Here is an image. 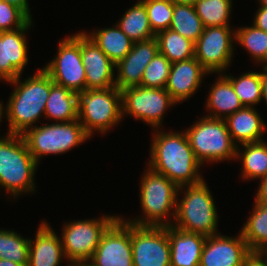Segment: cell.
Wrapping results in <instances>:
<instances>
[{"label":"cell","instance_id":"cell-11","mask_svg":"<svg viewBox=\"0 0 267 266\" xmlns=\"http://www.w3.org/2000/svg\"><path fill=\"white\" fill-rule=\"evenodd\" d=\"M121 104L122 116L129 114L159 129L167 108L177 103L166 88L134 86L121 90Z\"/></svg>","mask_w":267,"mask_h":266},{"label":"cell","instance_id":"cell-5","mask_svg":"<svg viewBox=\"0 0 267 266\" xmlns=\"http://www.w3.org/2000/svg\"><path fill=\"white\" fill-rule=\"evenodd\" d=\"M187 188L184 197L176 203L175 224L173 227L182 231L209 237L217 233L218 214L214 199L204 180L195 185H183L178 190Z\"/></svg>","mask_w":267,"mask_h":266},{"label":"cell","instance_id":"cell-38","mask_svg":"<svg viewBox=\"0 0 267 266\" xmlns=\"http://www.w3.org/2000/svg\"><path fill=\"white\" fill-rule=\"evenodd\" d=\"M243 266H267V252H251L245 258Z\"/></svg>","mask_w":267,"mask_h":266},{"label":"cell","instance_id":"cell-18","mask_svg":"<svg viewBox=\"0 0 267 266\" xmlns=\"http://www.w3.org/2000/svg\"><path fill=\"white\" fill-rule=\"evenodd\" d=\"M158 52V42L155 37L133 42L131 51L115 66L118 69L115 87L121 91L128 87L140 86L146 66Z\"/></svg>","mask_w":267,"mask_h":266},{"label":"cell","instance_id":"cell-47","mask_svg":"<svg viewBox=\"0 0 267 266\" xmlns=\"http://www.w3.org/2000/svg\"><path fill=\"white\" fill-rule=\"evenodd\" d=\"M0 110H1V102H0ZM0 121H2V120H1V113H0Z\"/></svg>","mask_w":267,"mask_h":266},{"label":"cell","instance_id":"cell-32","mask_svg":"<svg viewBox=\"0 0 267 266\" xmlns=\"http://www.w3.org/2000/svg\"><path fill=\"white\" fill-rule=\"evenodd\" d=\"M231 83L244 107H253L262 100V80L260 72H248L238 78L224 75Z\"/></svg>","mask_w":267,"mask_h":266},{"label":"cell","instance_id":"cell-13","mask_svg":"<svg viewBox=\"0 0 267 266\" xmlns=\"http://www.w3.org/2000/svg\"><path fill=\"white\" fill-rule=\"evenodd\" d=\"M131 246L134 266H171L168 226L131 224Z\"/></svg>","mask_w":267,"mask_h":266},{"label":"cell","instance_id":"cell-22","mask_svg":"<svg viewBox=\"0 0 267 266\" xmlns=\"http://www.w3.org/2000/svg\"><path fill=\"white\" fill-rule=\"evenodd\" d=\"M254 107H243L232 115L226 117L225 123L233 142L251 143L262 141L266 124Z\"/></svg>","mask_w":267,"mask_h":266},{"label":"cell","instance_id":"cell-29","mask_svg":"<svg viewBox=\"0 0 267 266\" xmlns=\"http://www.w3.org/2000/svg\"><path fill=\"white\" fill-rule=\"evenodd\" d=\"M155 38L158 42L159 53L171 63L185 61L195 55V43L171 29L157 33Z\"/></svg>","mask_w":267,"mask_h":266},{"label":"cell","instance_id":"cell-34","mask_svg":"<svg viewBox=\"0 0 267 266\" xmlns=\"http://www.w3.org/2000/svg\"><path fill=\"white\" fill-rule=\"evenodd\" d=\"M30 239L10 230H0V259L28 265Z\"/></svg>","mask_w":267,"mask_h":266},{"label":"cell","instance_id":"cell-25","mask_svg":"<svg viewBox=\"0 0 267 266\" xmlns=\"http://www.w3.org/2000/svg\"><path fill=\"white\" fill-rule=\"evenodd\" d=\"M86 35L96 43L115 65L131 51L133 45V41L117 24L115 27L94 30V32Z\"/></svg>","mask_w":267,"mask_h":266},{"label":"cell","instance_id":"cell-15","mask_svg":"<svg viewBox=\"0 0 267 266\" xmlns=\"http://www.w3.org/2000/svg\"><path fill=\"white\" fill-rule=\"evenodd\" d=\"M250 253L241 232L236 238L211 235L204 243L199 266H243Z\"/></svg>","mask_w":267,"mask_h":266},{"label":"cell","instance_id":"cell-36","mask_svg":"<svg viewBox=\"0 0 267 266\" xmlns=\"http://www.w3.org/2000/svg\"><path fill=\"white\" fill-rule=\"evenodd\" d=\"M146 7L153 33L169 29L172 22L173 2L171 0H140Z\"/></svg>","mask_w":267,"mask_h":266},{"label":"cell","instance_id":"cell-44","mask_svg":"<svg viewBox=\"0 0 267 266\" xmlns=\"http://www.w3.org/2000/svg\"><path fill=\"white\" fill-rule=\"evenodd\" d=\"M173 3H184V4H192L194 5L199 0H171Z\"/></svg>","mask_w":267,"mask_h":266},{"label":"cell","instance_id":"cell-17","mask_svg":"<svg viewBox=\"0 0 267 266\" xmlns=\"http://www.w3.org/2000/svg\"><path fill=\"white\" fill-rule=\"evenodd\" d=\"M81 58L86 73V89L115 87L116 65L84 31L81 32Z\"/></svg>","mask_w":267,"mask_h":266},{"label":"cell","instance_id":"cell-35","mask_svg":"<svg viewBox=\"0 0 267 266\" xmlns=\"http://www.w3.org/2000/svg\"><path fill=\"white\" fill-rule=\"evenodd\" d=\"M171 70V62L161 53L146 66L140 86L147 88H166L168 76Z\"/></svg>","mask_w":267,"mask_h":266},{"label":"cell","instance_id":"cell-28","mask_svg":"<svg viewBox=\"0 0 267 266\" xmlns=\"http://www.w3.org/2000/svg\"><path fill=\"white\" fill-rule=\"evenodd\" d=\"M118 27L133 41H146L155 37L145 5L139 0L118 21Z\"/></svg>","mask_w":267,"mask_h":266},{"label":"cell","instance_id":"cell-46","mask_svg":"<svg viewBox=\"0 0 267 266\" xmlns=\"http://www.w3.org/2000/svg\"><path fill=\"white\" fill-rule=\"evenodd\" d=\"M260 6H267V0H259Z\"/></svg>","mask_w":267,"mask_h":266},{"label":"cell","instance_id":"cell-24","mask_svg":"<svg viewBox=\"0 0 267 266\" xmlns=\"http://www.w3.org/2000/svg\"><path fill=\"white\" fill-rule=\"evenodd\" d=\"M44 116L56 122H70L78 119V94L55 84L51 79Z\"/></svg>","mask_w":267,"mask_h":266},{"label":"cell","instance_id":"cell-26","mask_svg":"<svg viewBox=\"0 0 267 266\" xmlns=\"http://www.w3.org/2000/svg\"><path fill=\"white\" fill-rule=\"evenodd\" d=\"M254 203L253 212L240 232L251 252H267V204Z\"/></svg>","mask_w":267,"mask_h":266},{"label":"cell","instance_id":"cell-23","mask_svg":"<svg viewBox=\"0 0 267 266\" xmlns=\"http://www.w3.org/2000/svg\"><path fill=\"white\" fill-rule=\"evenodd\" d=\"M244 106L235 93L232 83L220 74V78L211 87L206 102V108L210 114L206 116L211 118L225 119Z\"/></svg>","mask_w":267,"mask_h":266},{"label":"cell","instance_id":"cell-12","mask_svg":"<svg viewBox=\"0 0 267 266\" xmlns=\"http://www.w3.org/2000/svg\"><path fill=\"white\" fill-rule=\"evenodd\" d=\"M232 32L230 26L204 27L195 42L194 57L210 74L225 72L229 67L235 40V31Z\"/></svg>","mask_w":267,"mask_h":266},{"label":"cell","instance_id":"cell-43","mask_svg":"<svg viewBox=\"0 0 267 266\" xmlns=\"http://www.w3.org/2000/svg\"><path fill=\"white\" fill-rule=\"evenodd\" d=\"M0 266H27L7 259H0Z\"/></svg>","mask_w":267,"mask_h":266},{"label":"cell","instance_id":"cell-9","mask_svg":"<svg viewBox=\"0 0 267 266\" xmlns=\"http://www.w3.org/2000/svg\"><path fill=\"white\" fill-rule=\"evenodd\" d=\"M118 217L104 215L99 219L67 223L61 235V242L65 257L72 262L69 266L88 262L96 251L102 235Z\"/></svg>","mask_w":267,"mask_h":266},{"label":"cell","instance_id":"cell-45","mask_svg":"<svg viewBox=\"0 0 267 266\" xmlns=\"http://www.w3.org/2000/svg\"><path fill=\"white\" fill-rule=\"evenodd\" d=\"M73 266H92V265H90L88 262H82V263H77Z\"/></svg>","mask_w":267,"mask_h":266},{"label":"cell","instance_id":"cell-7","mask_svg":"<svg viewBox=\"0 0 267 266\" xmlns=\"http://www.w3.org/2000/svg\"><path fill=\"white\" fill-rule=\"evenodd\" d=\"M185 132L201 164L236 159L238 145L233 142L224 119L205 116Z\"/></svg>","mask_w":267,"mask_h":266},{"label":"cell","instance_id":"cell-37","mask_svg":"<svg viewBox=\"0 0 267 266\" xmlns=\"http://www.w3.org/2000/svg\"><path fill=\"white\" fill-rule=\"evenodd\" d=\"M30 20L20 8L5 1H0V32L20 29Z\"/></svg>","mask_w":267,"mask_h":266},{"label":"cell","instance_id":"cell-42","mask_svg":"<svg viewBox=\"0 0 267 266\" xmlns=\"http://www.w3.org/2000/svg\"><path fill=\"white\" fill-rule=\"evenodd\" d=\"M263 73H260L262 80V99L267 102V66L263 65Z\"/></svg>","mask_w":267,"mask_h":266},{"label":"cell","instance_id":"cell-20","mask_svg":"<svg viewBox=\"0 0 267 266\" xmlns=\"http://www.w3.org/2000/svg\"><path fill=\"white\" fill-rule=\"evenodd\" d=\"M35 237L34 242H29L27 266H58L63 258L66 259L61 237L57 236L47 222L40 224Z\"/></svg>","mask_w":267,"mask_h":266},{"label":"cell","instance_id":"cell-14","mask_svg":"<svg viewBox=\"0 0 267 266\" xmlns=\"http://www.w3.org/2000/svg\"><path fill=\"white\" fill-rule=\"evenodd\" d=\"M88 263L92 266H134L131 224L118 217L102 235Z\"/></svg>","mask_w":267,"mask_h":266},{"label":"cell","instance_id":"cell-30","mask_svg":"<svg viewBox=\"0 0 267 266\" xmlns=\"http://www.w3.org/2000/svg\"><path fill=\"white\" fill-rule=\"evenodd\" d=\"M169 29L195 43L202 34L204 25L197 15L194 5L173 3L172 22Z\"/></svg>","mask_w":267,"mask_h":266},{"label":"cell","instance_id":"cell-1","mask_svg":"<svg viewBox=\"0 0 267 266\" xmlns=\"http://www.w3.org/2000/svg\"><path fill=\"white\" fill-rule=\"evenodd\" d=\"M155 130L148 166L178 187L202 182L204 178L198 172L202 164L193 153L186 132Z\"/></svg>","mask_w":267,"mask_h":266},{"label":"cell","instance_id":"cell-16","mask_svg":"<svg viewBox=\"0 0 267 266\" xmlns=\"http://www.w3.org/2000/svg\"><path fill=\"white\" fill-rule=\"evenodd\" d=\"M32 23L31 19L20 29L0 32V80L9 82L22 74L29 60L24 33L31 28Z\"/></svg>","mask_w":267,"mask_h":266},{"label":"cell","instance_id":"cell-10","mask_svg":"<svg viewBox=\"0 0 267 266\" xmlns=\"http://www.w3.org/2000/svg\"><path fill=\"white\" fill-rule=\"evenodd\" d=\"M81 58V32L58 44L55 58L43 69L53 82L77 94L86 90V73Z\"/></svg>","mask_w":267,"mask_h":266},{"label":"cell","instance_id":"cell-31","mask_svg":"<svg viewBox=\"0 0 267 266\" xmlns=\"http://www.w3.org/2000/svg\"><path fill=\"white\" fill-rule=\"evenodd\" d=\"M235 40L249 52L255 62L267 66V32L255 25L240 27L235 30Z\"/></svg>","mask_w":267,"mask_h":266},{"label":"cell","instance_id":"cell-8","mask_svg":"<svg viewBox=\"0 0 267 266\" xmlns=\"http://www.w3.org/2000/svg\"><path fill=\"white\" fill-rule=\"evenodd\" d=\"M22 136L38 164L40 157L65 153L90 137L78 119L43 126L33 125Z\"/></svg>","mask_w":267,"mask_h":266},{"label":"cell","instance_id":"cell-27","mask_svg":"<svg viewBox=\"0 0 267 266\" xmlns=\"http://www.w3.org/2000/svg\"><path fill=\"white\" fill-rule=\"evenodd\" d=\"M241 145L245 150L240 152V146H237L236 159H242V177L247 180L266 177L267 143L262 140Z\"/></svg>","mask_w":267,"mask_h":266},{"label":"cell","instance_id":"cell-21","mask_svg":"<svg viewBox=\"0 0 267 266\" xmlns=\"http://www.w3.org/2000/svg\"><path fill=\"white\" fill-rule=\"evenodd\" d=\"M206 238L168 226L171 266H199Z\"/></svg>","mask_w":267,"mask_h":266},{"label":"cell","instance_id":"cell-2","mask_svg":"<svg viewBox=\"0 0 267 266\" xmlns=\"http://www.w3.org/2000/svg\"><path fill=\"white\" fill-rule=\"evenodd\" d=\"M20 76L9 81L16 88L11 93L7 107L1 103L0 113L1 119L4 113L7 116L9 134L23 135L33 127L32 124L37 123L42 114H45L51 77L43 68L23 82H20Z\"/></svg>","mask_w":267,"mask_h":266},{"label":"cell","instance_id":"cell-19","mask_svg":"<svg viewBox=\"0 0 267 266\" xmlns=\"http://www.w3.org/2000/svg\"><path fill=\"white\" fill-rule=\"evenodd\" d=\"M205 74L210 73L195 57L171 63L166 90L176 103L185 101L199 88Z\"/></svg>","mask_w":267,"mask_h":266},{"label":"cell","instance_id":"cell-40","mask_svg":"<svg viewBox=\"0 0 267 266\" xmlns=\"http://www.w3.org/2000/svg\"><path fill=\"white\" fill-rule=\"evenodd\" d=\"M259 185L260 186L254 200L257 203L267 204V176L261 178V183Z\"/></svg>","mask_w":267,"mask_h":266},{"label":"cell","instance_id":"cell-4","mask_svg":"<svg viewBox=\"0 0 267 266\" xmlns=\"http://www.w3.org/2000/svg\"><path fill=\"white\" fill-rule=\"evenodd\" d=\"M178 189L165 175L148 167L140 184V203L143 214L145 213L144 218L130 219L127 222L137 226H172L173 223L167 218L173 208L171 216L175 218Z\"/></svg>","mask_w":267,"mask_h":266},{"label":"cell","instance_id":"cell-33","mask_svg":"<svg viewBox=\"0 0 267 266\" xmlns=\"http://www.w3.org/2000/svg\"><path fill=\"white\" fill-rule=\"evenodd\" d=\"M194 8L204 27L230 26L231 0H199Z\"/></svg>","mask_w":267,"mask_h":266},{"label":"cell","instance_id":"cell-3","mask_svg":"<svg viewBox=\"0 0 267 266\" xmlns=\"http://www.w3.org/2000/svg\"><path fill=\"white\" fill-rule=\"evenodd\" d=\"M38 163L29 152L22 135L0 137V186L15 198L35 191L34 175Z\"/></svg>","mask_w":267,"mask_h":266},{"label":"cell","instance_id":"cell-41","mask_svg":"<svg viewBox=\"0 0 267 266\" xmlns=\"http://www.w3.org/2000/svg\"><path fill=\"white\" fill-rule=\"evenodd\" d=\"M5 1L13 6H16L17 8H20L30 19L31 13L28 6V0H2Z\"/></svg>","mask_w":267,"mask_h":266},{"label":"cell","instance_id":"cell-39","mask_svg":"<svg viewBox=\"0 0 267 266\" xmlns=\"http://www.w3.org/2000/svg\"><path fill=\"white\" fill-rule=\"evenodd\" d=\"M253 25L267 32V6H260L255 15Z\"/></svg>","mask_w":267,"mask_h":266},{"label":"cell","instance_id":"cell-6","mask_svg":"<svg viewBox=\"0 0 267 266\" xmlns=\"http://www.w3.org/2000/svg\"><path fill=\"white\" fill-rule=\"evenodd\" d=\"M121 91L117 87L86 89L78 94V120L90 136L106 133L122 120Z\"/></svg>","mask_w":267,"mask_h":266}]
</instances>
